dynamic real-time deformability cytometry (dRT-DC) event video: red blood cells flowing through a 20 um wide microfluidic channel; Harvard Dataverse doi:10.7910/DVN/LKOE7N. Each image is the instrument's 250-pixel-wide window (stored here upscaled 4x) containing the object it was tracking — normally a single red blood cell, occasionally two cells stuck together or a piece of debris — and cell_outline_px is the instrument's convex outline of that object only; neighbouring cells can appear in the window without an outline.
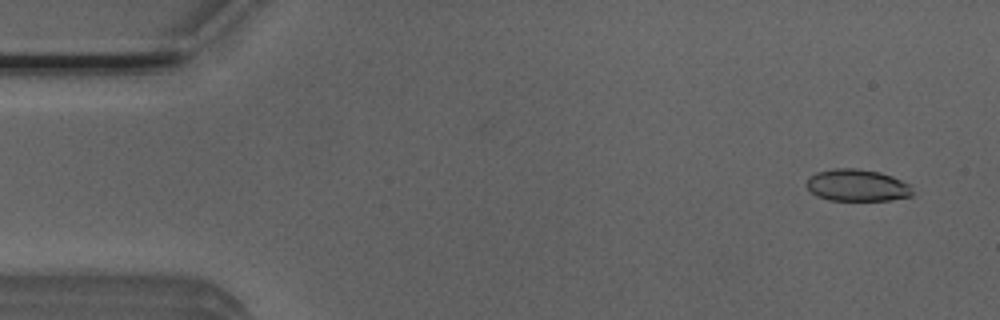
{"species": "Egyptian fruit bat (a non-hibernating species)", "species_latin": "Rousettus aegyptiacus", "temperature_condition": "room temperature", "stored_images_in_passage": 52, "camera_frame_rate_fps": 3000, "um_per_image_px": 0.085, "animal": {"sex": "male"}, "frame": {"image": 1, "passage_image": 3, "time_ms": 0.667, "image_size_px": [1000, 320], "cell_outline_px": [[912, 196], [892, 200], [828, 200], [816, 196], [804, 184], [808, 176], [816, 172], [836, 168], [856, 168], [880, 172], [892, 176], [908, 184], [912, 192]], "centroid_in_image_um": [72.8, 15.75], "position_along_channel_um": 12.2, "area_um2": 19.83}}
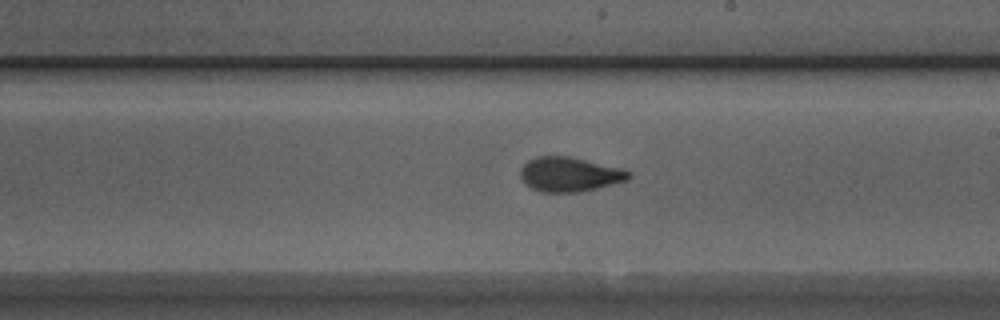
{"frame": {"image": 2, "passage_image": 29, "time_ms": 9.333, "image_size_px": [1000, 320], "cell_outline_px": [[632, 176], [628, 180], [580, 192], [540, 192], [532, 188], [520, 176], [520, 168], [528, 160], [536, 156], [568, 156], [624, 168], [632, 172]], "centroid_in_image_um": [48.45, 14.81], "position_along_channel_um": 240.6, "area_um2": 21.85}}
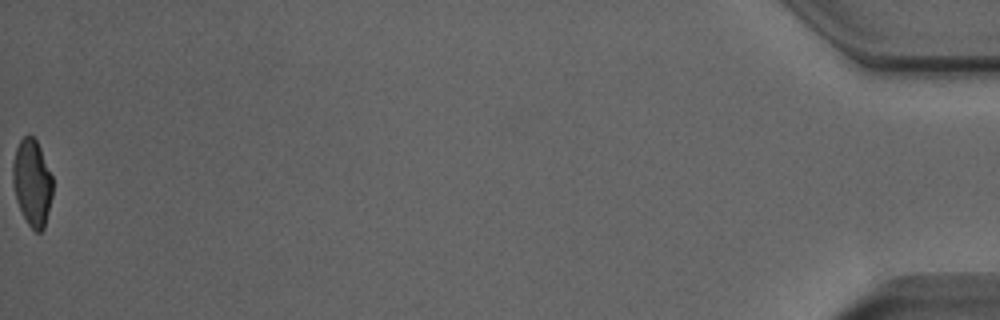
{"frame": {"image": 3, "passage_image": 52, "time_ms": 17.0, "image_size_px": [1000, 320], "cell_outline_px": [[52, 196], [44, 228], [40, 232], [36, 232], [28, 224], [16, 200], [12, 184], [12, 164], [16, 148], [20, 140], [28, 132], [36, 140], [40, 148], [52, 176]], "centroid_in_image_um": [2.71, 15.5], "position_along_channel_um": 432.5, "area_um2": 20.11}, "authors_computed_cell_mechanics": {"area_um2": 21.1259, "velocity_mm_per_s": 3.9335, "shape_relaxation_time_tau1_ms": 5.9812, "shape_relaxation_time_tau2_ms": 1.2223, "deformation_change_tau1": 0.1663, "deformation_change_tau2": 0.0698}}